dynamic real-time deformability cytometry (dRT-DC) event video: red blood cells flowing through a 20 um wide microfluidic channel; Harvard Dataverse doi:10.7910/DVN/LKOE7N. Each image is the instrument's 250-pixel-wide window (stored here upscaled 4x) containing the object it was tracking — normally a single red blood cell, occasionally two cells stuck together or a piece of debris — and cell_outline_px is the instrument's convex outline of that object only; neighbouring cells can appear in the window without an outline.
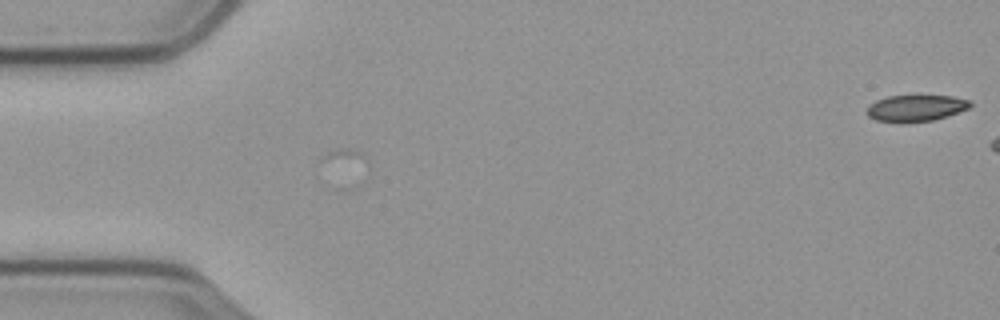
{"species": "common noctule bat (a hibernating species)", "species_latin": "Nyctalus noctula", "temperature_condition": "cold", "stored_images_in_passage": 3, "camera_frame_rate_fps": 3000, "um_per_image_px": 0.085, "animal": {"sex": "male", "body_mass_g": 23.1, "forearm_length_mm": 52.7}, "frame": {"image": 1, "passage_image": 1, "time_ms": 0.0, "image_size_px": [1000, 320], "cell_outline_px": [[972, 104], [968, 108], [932, 120], [876, 120], [868, 116], [868, 104], [876, 100], [888, 96], [952, 96], [968, 100]], "centroid_in_image_um": [77.83, 9.14], "position_along_channel_um": 7.2, "area_um2": 15.03}}